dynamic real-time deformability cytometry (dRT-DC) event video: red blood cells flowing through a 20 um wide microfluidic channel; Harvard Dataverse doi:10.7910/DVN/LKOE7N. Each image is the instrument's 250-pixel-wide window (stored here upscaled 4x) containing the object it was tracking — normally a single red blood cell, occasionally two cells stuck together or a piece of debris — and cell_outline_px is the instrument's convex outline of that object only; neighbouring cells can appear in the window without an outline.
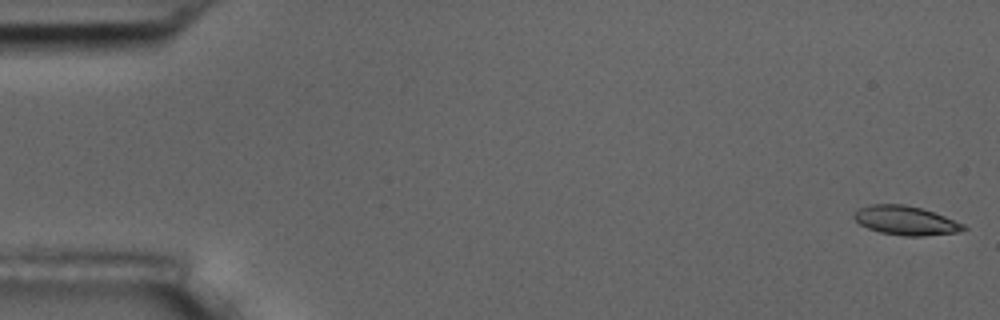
{"species": "common noctule bat (a hibernating species)", "species_latin": "Nyctalus noctula", "temperature_condition": "room temperature", "stored_images_in_passage": 56, "camera_frame_rate_fps": 3000, "um_per_image_px": 0.085, "animal": {"sex": "male", "body_mass_g": 17.5, "forearm_length_mm": 52.3}, "frame": {"image": 1, "passage_image": 1, "time_ms": 0.0, "image_size_px": [1000, 320], "cell_outline_px": [[968, 228], [960, 232], [924, 236], [904, 236], [880, 232], [868, 228], [860, 224], [852, 216], [860, 208], [872, 204], [904, 204], [920, 208], [944, 216], [964, 224]], "centroid_in_image_um": [77.0, 18.75], "position_along_channel_um": 8.0, "area_um2": 18.38}}
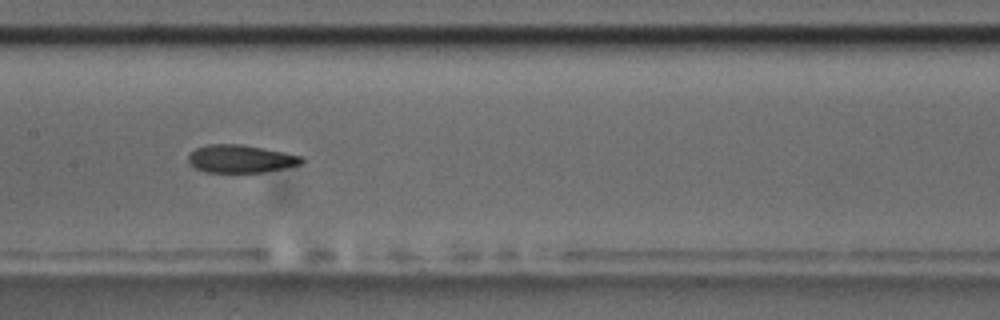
{"frame": {"image": 2, "passage_image": 28, "time_ms": 9.0, "image_size_px": [1000, 320], "cell_outline_px": [[304, 160], [300, 164], [284, 168], [264, 172], [204, 172], [196, 168], [188, 160], [188, 156], [196, 148], [208, 144], [240, 144], [264, 148], [304, 156]], "centroid_in_image_um": [20.48, 13.49], "position_along_channel_um": 186.9, "area_um2": 18.32}}
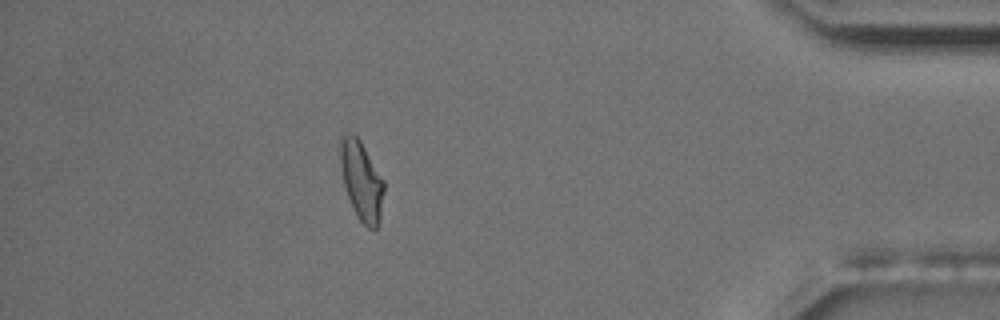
{"frame": {"image": 3, "passage_image": 50, "time_ms": 16.333, "image_size_px": [1000, 320], "cell_outline_px": [[384, 192], [380, 220], [376, 228], [368, 228], [356, 216], [348, 196], [344, 184], [340, 168], [340, 136], [344, 132], [352, 132], [360, 140], [384, 180]], "centroid_in_image_um": [30.72, 15.32], "position_along_channel_um": 404.5, "area_um2": 20.23}, "authors_computed_cell_mechanics": {"area_um2": 19.1029, "velocity_mm_per_s": 3.5908, "shape_relaxation_time_tau1_ms": 4.4471, "shape_relaxation_time_tau2_ms": 3.6024, "deformation_change_tau1": 0.146, "deformation_change_tau2": 0.1012}}